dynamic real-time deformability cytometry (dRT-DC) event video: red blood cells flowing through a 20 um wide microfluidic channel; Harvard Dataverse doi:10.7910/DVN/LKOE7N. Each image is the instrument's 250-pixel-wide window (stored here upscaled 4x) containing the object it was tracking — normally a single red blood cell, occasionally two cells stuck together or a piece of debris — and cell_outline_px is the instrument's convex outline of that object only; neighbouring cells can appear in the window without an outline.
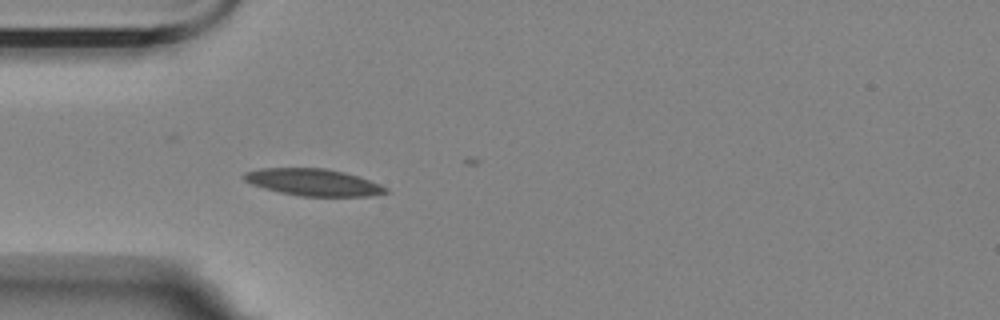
{"species": "Egyptian fruit bat (a non-hibernating species)", "species_latin": "Rousettus aegyptiacus", "temperature_condition": "room temperature", "stored_images_in_passage": 4, "camera_frame_rate_fps": 3000, "um_per_image_px": 0.085, "animal": {"sex": "female"}, "frame": {"image": 1, "passage_image": 4, "time_ms": 3.333, "image_size_px": [1000, 320], "cell_outline_px": [[388, 192], [368, 196], [300, 196], [280, 192], [264, 188], [252, 184], [244, 180], [240, 176], [244, 172], [260, 168], [324, 168], [344, 172], [380, 184], [388, 188]], "centroid_in_image_um": [26.58, 15.49], "position_along_channel_um": 58.4, "area_um2": 22.14}}